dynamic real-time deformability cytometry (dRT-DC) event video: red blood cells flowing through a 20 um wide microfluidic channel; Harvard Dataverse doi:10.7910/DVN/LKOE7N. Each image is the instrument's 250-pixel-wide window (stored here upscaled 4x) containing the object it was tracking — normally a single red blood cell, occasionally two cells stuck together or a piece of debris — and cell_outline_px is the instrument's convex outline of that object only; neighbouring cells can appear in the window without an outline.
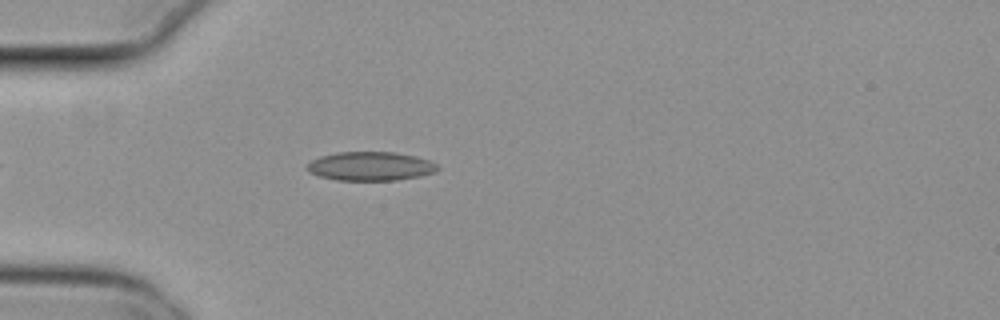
{"species": "common noctule bat (a hibernating species)", "species_latin": "Nyctalus noctula", "temperature_condition": "cold", "stored_images_in_passage": 42, "camera_frame_rate_fps": 3000, "um_per_image_px": 0.085, "animal": {"sex": "female", "body_mass_g": 29.2, "forearm_length_mm": 56.3}, "frame": {"image": 1, "passage_image": 4, "time_ms": 1.0, "image_size_px": [1000, 320], "cell_outline_px": [[440, 168], [436, 172], [420, 176], [396, 180], [336, 180], [320, 176], [308, 172], [308, 164], [312, 160], [320, 156], [336, 152], [396, 152], [416, 156], [428, 160], [436, 164]], "centroid_in_image_um": [31.51, 14.12], "position_along_channel_um": 53.5, "area_um2": 21.96}}
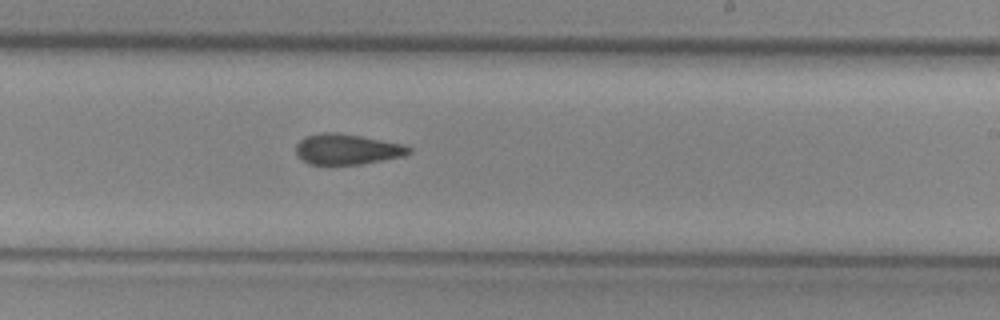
{"frame": {"image": 2, "passage_image": 21, "time_ms": 6.667, "image_size_px": [1000, 320], "cell_outline_px": [[412, 152], [404, 156], [360, 164], [308, 164], [296, 156], [296, 144], [304, 136], [320, 132], [336, 132], [360, 136], [404, 144], [412, 148]], "centroid_in_image_um": [29.48, 12.68], "position_along_channel_um": 259.5, "area_um2": 20.23}}
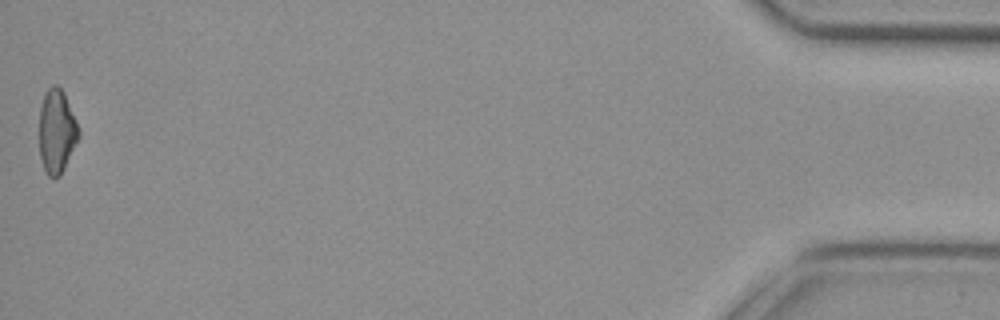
{"frame": {"image": 3, "passage_image": 42, "time_ms": 13.667, "image_size_px": [1000, 320], "cell_outline_px": [[80, 136], [60, 176], [48, 176], [44, 168], [40, 156], [40, 108], [44, 92], [52, 84], [56, 84], [64, 92], [80, 128]], "centroid_in_image_um": [4.84, 11.12], "position_along_channel_um": 430.4, "area_um2": 19.25}, "authors_computed_cell_mechanics": {"area_um2": 20.2878, "velocity_mm_per_s": 3.8251, "shape_relaxation_time_tau1_ms": null, "shape_relaxation_time_tau2_ms": 4.9187, "deformation_change_tau1": null, "deformation_change_tau2": 0.1101}}